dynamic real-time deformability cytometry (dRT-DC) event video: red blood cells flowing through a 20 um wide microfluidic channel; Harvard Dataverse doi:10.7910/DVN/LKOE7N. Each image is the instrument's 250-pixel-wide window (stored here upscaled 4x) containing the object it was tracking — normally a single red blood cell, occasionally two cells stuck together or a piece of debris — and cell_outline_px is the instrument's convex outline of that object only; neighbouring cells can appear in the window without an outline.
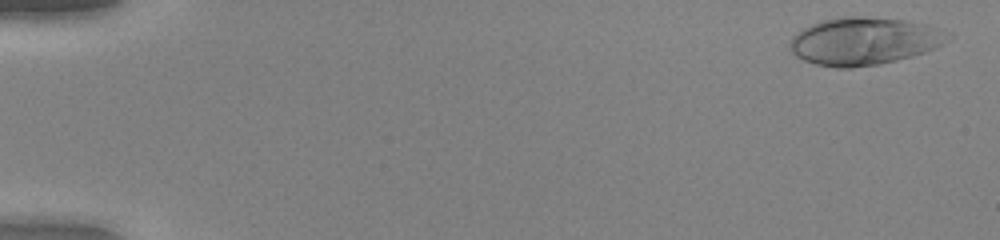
{"species": "human", "species_latin": "Homo sapiens", "temperature_condition": "warm", "stored_images_in_passage": 51, "camera_frame_rate_fps": 3000, "um_per_image_px": 0.085, "donor": {"sex": "female"}, "frame": {"image": 1, "passage_image": 2, "time_ms": 0.333, "image_size_px": [1000, 240], "cell_outline_px": [[952, 36], [944, 44], [936, 48], [912, 56], [880, 64], [852, 68], [836, 68], [816, 64], [804, 60], [796, 56], [788, 48], [788, 44], [792, 36], [796, 32], [820, 20], [844, 16], [856, 16], [904, 20], [928, 24], [952, 32]], "centroid_in_image_um": [73.47, 3.49], "position_along_channel_um": 11.5, "area_um2": 44.27}}
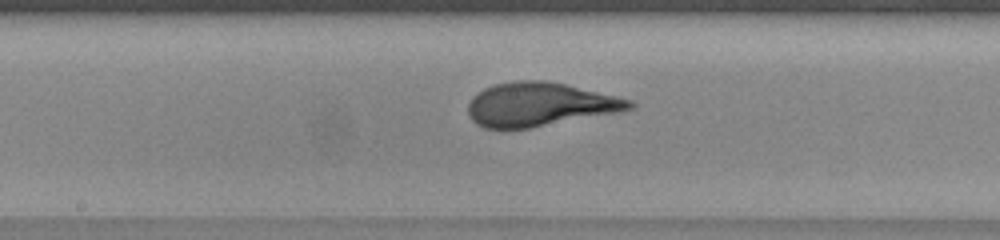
{"frame": {"image": 2, "passage_image": 28, "time_ms": 9.0, "image_size_px": [1000, 240], "cell_outline_px": [[636, 108], [620, 112], [528, 128], [484, 128], [476, 124], [472, 120], [468, 112], [468, 104], [472, 96], [484, 88], [496, 84], [512, 80], [544, 80], [564, 84], [616, 96], [632, 100], [636, 104]], "centroid_in_image_um": [45.88, 8.87], "position_along_channel_um": 202.3, "area_um2": 41.1}}
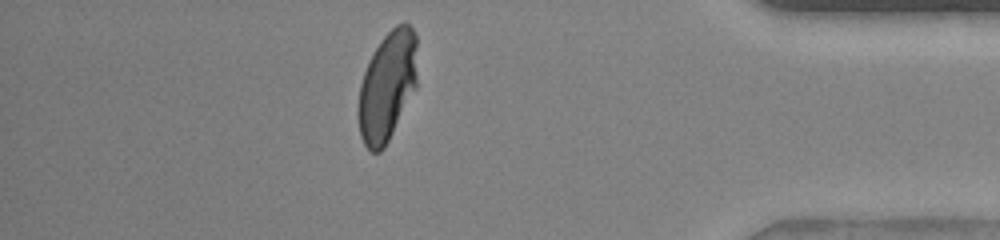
{"frame": {"image": 3, "passage_image": 45, "time_ms": 14.667, "image_size_px": [1000, 240], "cell_outline_px": [[416, 88], [384, 148], [380, 152], [372, 152], [364, 144], [360, 136], [356, 112], [360, 84], [368, 60], [372, 52], [380, 40], [396, 24], [404, 20], [412, 28], [416, 36]], "centroid_in_image_um": [32.89, 7.31], "position_along_channel_um": 402.3, "area_um2": 38.03}, "authors_computed_cell_mechanics": {"area_um2": 40.6334, "velocity_mm_per_s": 4.0839, "shape_relaxation_time_tau1_ms": 4.9269, "shape_relaxation_time_tau2_ms": null, "deformation_change_tau1": 0.2762, "deformation_change_tau2": null}}